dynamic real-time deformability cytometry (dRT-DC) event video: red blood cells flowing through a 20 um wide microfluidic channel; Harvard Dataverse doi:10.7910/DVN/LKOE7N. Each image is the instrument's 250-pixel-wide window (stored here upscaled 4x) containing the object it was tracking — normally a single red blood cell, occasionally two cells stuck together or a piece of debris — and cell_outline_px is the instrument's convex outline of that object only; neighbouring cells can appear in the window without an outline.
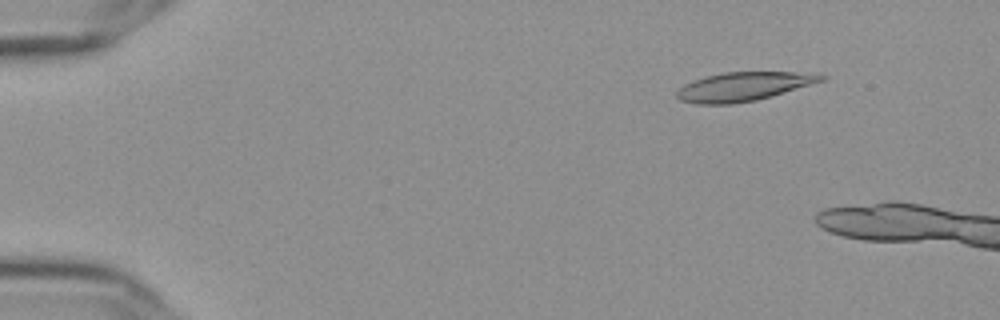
{"species": "Egyptian fruit bat (a non-hibernating species)", "species_latin": "Rousettus aegyptiacus", "temperature_condition": "cold", "stored_images_in_passage": 11, "camera_frame_rate_fps": 3000, "um_per_image_px": 0.085, "frame": {"image": 1, "passage_image": 7, "time_ms": 2.0, "image_size_px": [1000, 320], "cell_outline_px": [[828, 76], [824, 80], [756, 100], [732, 104], [696, 104], [680, 100], [676, 96], [676, 92], [684, 84], [692, 80], [704, 76], [724, 72], [792, 72]], "centroid_in_image_um": [63.1, 7.36], "position_along_channel_um": 21.9, "area_um2": 23.93}}